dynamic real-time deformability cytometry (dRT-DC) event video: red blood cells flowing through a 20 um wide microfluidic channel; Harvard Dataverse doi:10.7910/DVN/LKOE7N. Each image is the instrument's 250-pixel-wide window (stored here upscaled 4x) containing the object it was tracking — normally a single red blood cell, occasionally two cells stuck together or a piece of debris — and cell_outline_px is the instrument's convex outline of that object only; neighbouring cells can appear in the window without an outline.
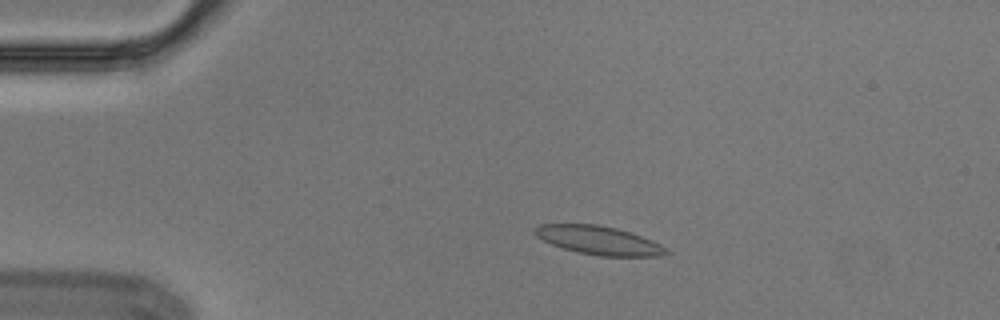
{"species": "Egyptian fruit bat (a non-hibernating species)", "species_latin": "Rousettus aegyptiacus", "temperature_condition": "cold", "stored_images_in_passage": 4, "camera_frame_rate_fps": 3000, "um_per_image_px": 0.085, "animal": {"sex": "male"}, "frame": {"image": 1, "passage_image": 3, "time_ms": 0.667, "image_size_px": [1000, 320], "cell_outline_px": [[672, 252], [660, 256], [600, 256], [576, 252], [552, 244], [536, 236], [536, 228], [540, 224], [596, 224], [616, 228], [652, 240], [668, 248]], "centroid_in_image_um": [50.95, 20.44], "position_along_channel_um": 34.0, "area_um2": 21.68}}
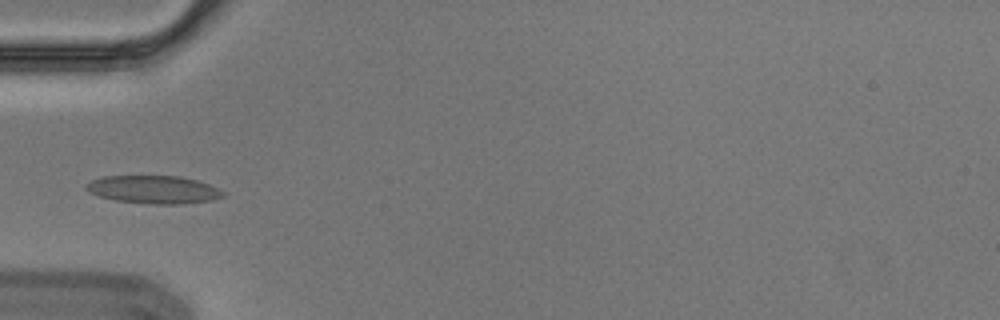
{"frame": {"image": 2, "passage_image": 4, "time_ms": 1.0, "image_size_px": [1000, 320], "cell_outline_px": [[224, 196], [212, 200], [180, 204], [152, 204], [116, 200], [100, 196], [88, 192], [84, 188], [92, 180], [104, 176], [180, 176], [196, 180], [208, 184], [224, 192]], "centroid_in_image_um": [13.05, 16.11], "position_along_channel_um": 71.9, "area_um2": 22.08}}